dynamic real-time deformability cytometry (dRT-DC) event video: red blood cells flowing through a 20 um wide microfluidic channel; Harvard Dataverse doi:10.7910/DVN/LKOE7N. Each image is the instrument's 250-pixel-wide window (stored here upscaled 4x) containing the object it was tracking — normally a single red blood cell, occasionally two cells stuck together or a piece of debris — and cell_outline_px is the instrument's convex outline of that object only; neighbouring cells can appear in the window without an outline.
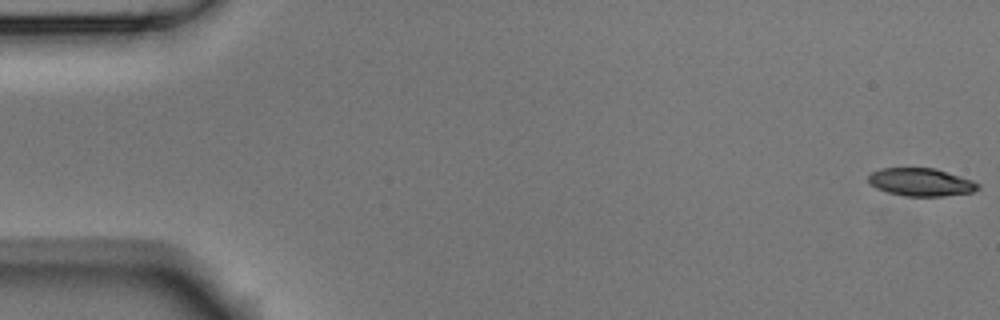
{"species": "Egyptian fruit bat (a non-hibernating species)", "species_latin": "Rousettus aegyptiacus", "temperature_condition": "room temperature", "stored_images_in_passage": 6, "camera_frame_rate_fps": 3000, "um_per_image_px": 0.085, "animal": {"sex": "male"}, "frame": {"image": 1, "passage_image": 1, "time_ms": 0.0, "image_size_px": [1000, 320], "cell_outline_px": [[980, 188], [972, 192], [944, 196], [904, 196], [888, 192], [876, 188], [868, 180], [868, 176], [872, 172], [880, 168], [936, 168], [972, 180], [980, 184]], "centroid_in_image_um": [78.29, 15.48], "position_along_channel_um": 6.7, "area_um2": 17.8}}
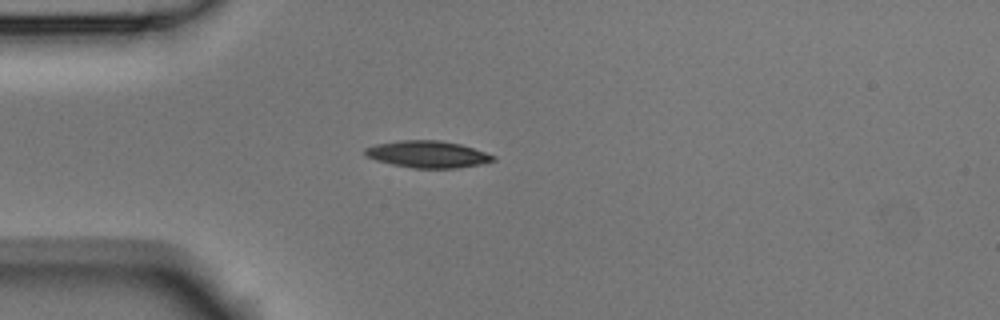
{"frame": {"image": 2, "passage_image": 5, "time_ms": 1.333, "image_size_px": [1000, 320], "cell_outline_px": [[496, 160], [484, 164], [460, 168], [412, 168], [392, 164], [376, 160], [364, 156], [364, 148], [376, 144], [400, 140], [440, 140], [460, 144], [496, 156]], "centroid_in_image_um": [36.35, 13.12], "position_along_channel_um": 48.6, "area_um2": 20.23}}